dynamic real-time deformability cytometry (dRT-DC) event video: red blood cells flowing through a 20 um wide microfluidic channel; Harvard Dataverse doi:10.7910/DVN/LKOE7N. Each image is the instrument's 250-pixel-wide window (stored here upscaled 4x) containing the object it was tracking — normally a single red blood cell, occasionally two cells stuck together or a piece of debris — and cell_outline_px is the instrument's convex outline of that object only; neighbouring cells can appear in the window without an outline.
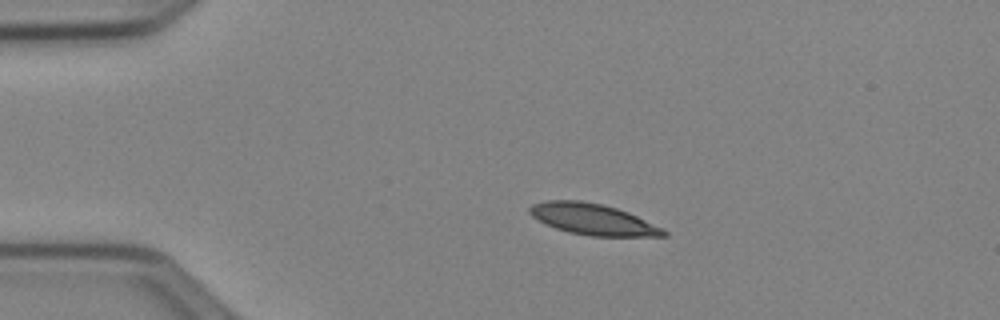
{"species": "Egyptian fruit bat (a non-hibernating species)", "species_latin": "Rousettus aegyptiacus", "temperature_condition": "cold", "stored_images_in_passage": 42, "camera_frame_rate_fps": 3000, "um_per_image_px": 0.085, "animal": {"sex": "female"}, "frame": {"image": 1, "passage_image": 1, "time_ms": 0.0, "image_size_px": [1000, 320], "cell_outline_px": [[668, 236], [588, 236], [568, 232], [556, 228], [532, 216], [528, 212], [528, 208], [532, 204], [544, 200], [580, 200], [604, 204], [628, 212], [668, 232]], "centroid_in_image_um": [50.35, 18.63], "position_along_channel_um": 34.7, "area_um2": 24.1}}
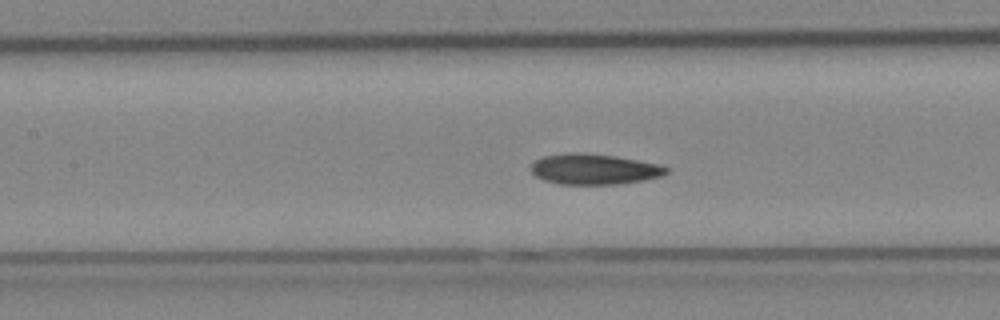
{"frame": {"image": 2, "passage_image": 14, "time_ms": 4.333, "image_size_px": [1000, 320], "cell_outline_px": [[668, 172], [660, 176], [644, 180], [620, 184], [560, 184], [544, 180], [536, 176], [528, 168], [536, 160], [544, 156], [572, 152], [580, 152], [616, 156], [660, 164], [668, 168]], "centroid_in_image_um": [50.49, 14.37], "position_along_channel_um": 156.9, "area_um2": 24.16}}
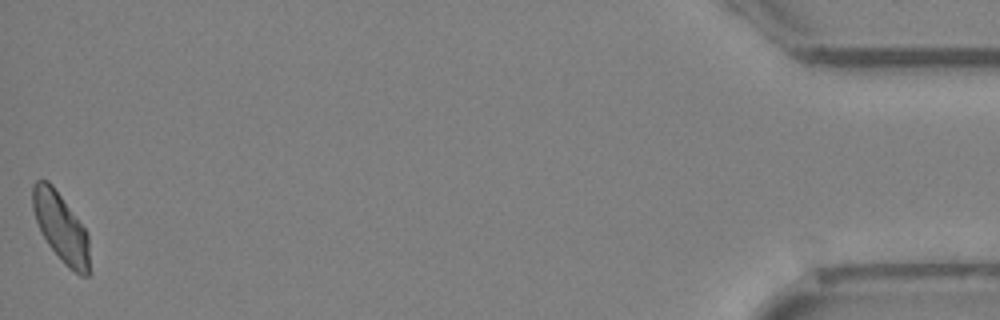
{"frame": {"image": 3, "passage_image": 42, "time_ms": 13.667, "image_size_px": [1000, 320], "cell_outline_px": [[88, 276], [80, 276], [68, 268], [64, 264], [48, 244], [40, 232], [32, 208], [32, 184], [36, 180], [48, 180], [52, 184], [88, 232]], "centroid_in_image_um": [5.15, 19.31], "position_along_channel_um": 430.1, "area_um2": 22.83}, "authors_computed_cell_mechanics": {"area_um2": 23.7558, "velocity_mm_per_s": 3.9128, "shape_relaxation_time_tau1_ms": 6.1473, "shape_relaxation_time_tau2_ms": null, "deformation_change_tau1": 0.1473, "deformation_change_tau2": null}}